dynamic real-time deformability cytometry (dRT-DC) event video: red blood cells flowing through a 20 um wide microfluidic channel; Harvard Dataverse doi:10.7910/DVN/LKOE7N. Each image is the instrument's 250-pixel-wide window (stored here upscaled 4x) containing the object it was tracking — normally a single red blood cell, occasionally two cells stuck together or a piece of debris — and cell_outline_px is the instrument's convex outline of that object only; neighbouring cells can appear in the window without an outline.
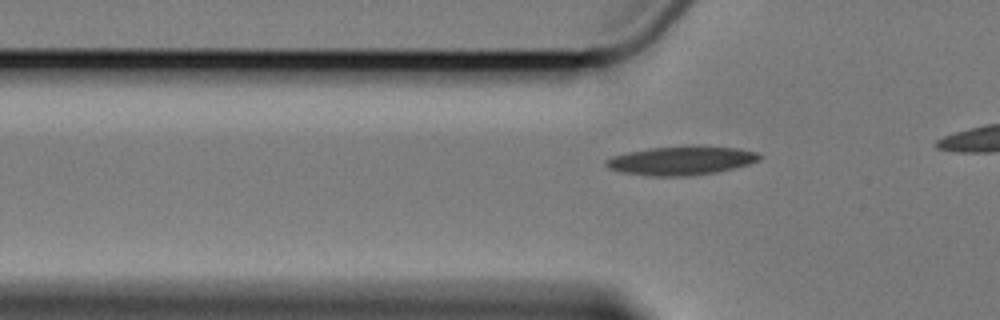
{"species": "Egyptian fruit bat (a non-hibernating species)", "species_latin": "Rousettus aegyptiacus", "temperature_condition": "cold", "stored_images_in_passage": 5, "segment_of_instrument_passage": [2, 2], "camera_frame_rate_fps": 3000, "um_per_image_px": 0.085, "animal": {"sex": "female"}, "frame": {"image": 1, "passage_image": 5, "time_ms": 4.667, "image_size_px": [1000, 320], "cell_outline_px": [[760, 160], [748, 164], [716, 172], [688, 176], [652, 176], [624, 172], [608, 168], [604, 164], [604, 160], [612, 156], [628, 152], [648, 148], [680, 144], [704, 144], [736, 148], [756, 152], [760, 156]], "centroid_in_image_um": [57.89, 13.61], "position_along_channel_um": 67.9, "area_um2": 26.3}}